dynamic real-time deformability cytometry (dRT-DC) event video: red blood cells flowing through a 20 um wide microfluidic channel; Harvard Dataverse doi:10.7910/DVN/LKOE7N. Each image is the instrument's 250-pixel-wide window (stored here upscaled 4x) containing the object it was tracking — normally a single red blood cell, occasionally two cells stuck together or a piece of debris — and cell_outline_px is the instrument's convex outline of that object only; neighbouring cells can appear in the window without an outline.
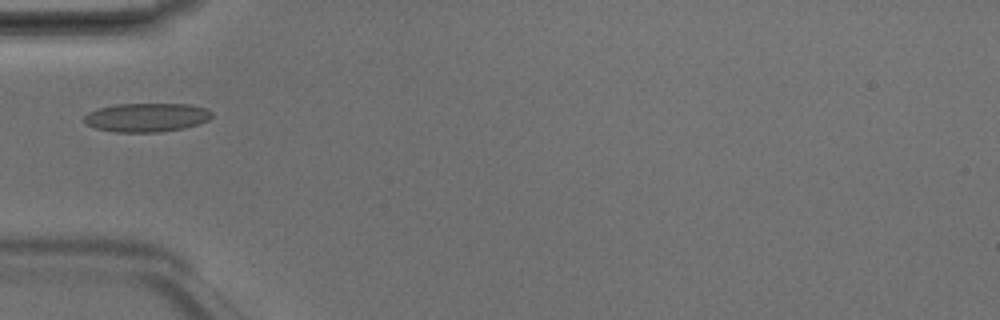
{"species": "Egyptian fruit bat (a non-hibernating species)", "species_latin": "Rousettus aegyptiacus", "temperature_condition": "room temperature", "stored_images_in_passage": 5, "camera_frame_rate_fps": 3000, "um_per_image_px": 0.085, "animal": {"sex": "male"}, "frame": {"image": 1, "passage_image": 4, "time_ms": 1.0, "image_size_px": [1000, 320], "cell_outline_px": [[212, 116], [208, 120], [184, 128], [160, 132], [112, 132], [96, 128], [84, 124], [84, 116], [88, 112], [100, 108], [116, 104], [188, 104], [208, 108], [212, 112]], "centroid_in_image_um": [12.45, 9.98], "position_along_channel_um": 72.5, "area_um2": 21.5}}